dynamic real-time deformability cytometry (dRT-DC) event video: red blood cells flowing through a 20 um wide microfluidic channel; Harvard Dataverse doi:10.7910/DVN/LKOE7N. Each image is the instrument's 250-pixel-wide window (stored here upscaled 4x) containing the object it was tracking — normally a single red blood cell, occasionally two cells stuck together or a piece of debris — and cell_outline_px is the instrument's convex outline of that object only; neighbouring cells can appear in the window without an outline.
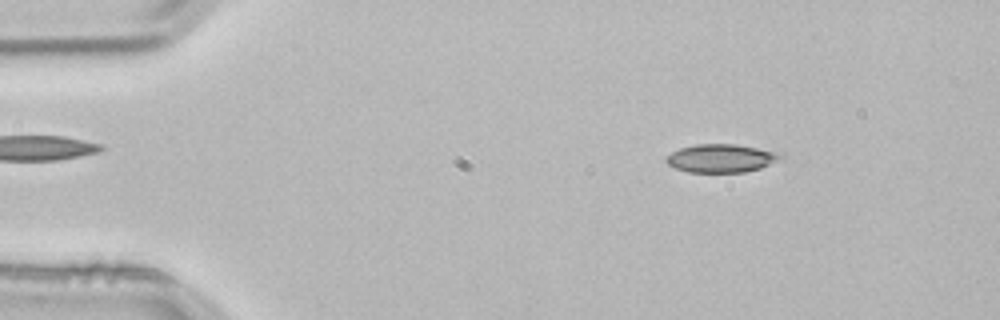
{"species": "common noctule bat (a hibernating species)", "species_latin": "Nyctalus noctula", "temperature_condition": "room temperature", "stored_images_in_passage": 3, "camera_frame_rate_fps": 3000, "um_per_image_px": 0.085, "animal": {"sex": "male", "body_mass_g": 21.5, "forearm_length_mm": 52.0}, "frame": {"image": 1, "passage_image": 1, "time_ms": 0.0, "image_size_px": [1000, 320], "cell_outline_px": [[784, 156], [760, 168], [744, 172], [688, 172], [676, 168], [668, 164], [664, 160], [672, 152], [680, 148], [696, 144], [736, 144], [780, 152]], "centroid_in_image_um": [61.28, 13.44], "position_along_channel_um": 23.7, "area_um2": 18.67}}
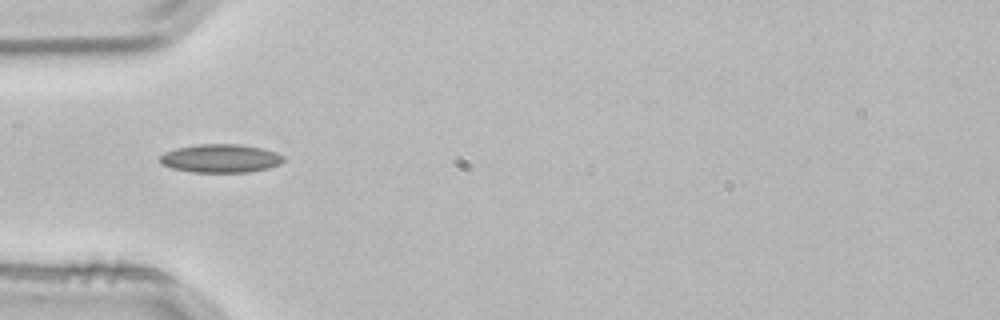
{"frame": {"image": 2, "passage_image": 3, "time_ms": 0.667, "image_size_px": [1000, 320], "cell_outline_px": [[284, 160], [280, 164], [268, 168], [248, 172], [192, 172], [172, 168], [160, 164], [160, 156], [164, 152], [176, 148], [200, 144], [236, 144], [264, 148], [276, 152], [284, 156]], "centroid_in_image_um": [18.75, 13.46], "position_along_channel_um": 66.2, "area_um2": 20.52}}